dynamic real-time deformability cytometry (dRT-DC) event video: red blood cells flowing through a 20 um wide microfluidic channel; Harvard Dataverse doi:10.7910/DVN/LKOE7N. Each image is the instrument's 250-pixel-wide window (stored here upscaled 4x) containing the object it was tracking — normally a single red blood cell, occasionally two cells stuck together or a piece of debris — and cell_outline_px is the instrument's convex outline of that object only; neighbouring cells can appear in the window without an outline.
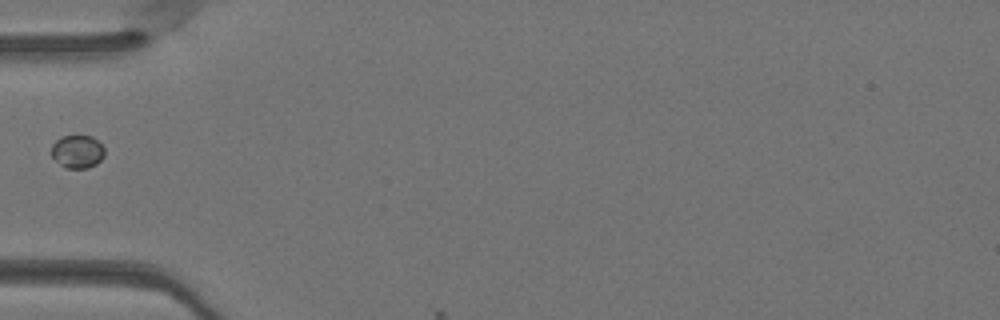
{"species": "Egyptian fruit bat (a non-hibernating species)", "species_latin": "Rousettus aegyptiacus", "temperature_condition": "warm", "stored_images_in_passage": 2, "camera_frame_rate_fps": 3000, "um_per_image_px": 0.085, "animal": {"sex": "female"}, "frame": {"image": 1, "passage_image": 1, "time_ms": 0.0, "image_size_px": [1000, 320], "cell_outline_px": [[104, 156], [96, 164], [88, 168], [64, 168], [52, 156], [52, 144], [60, 136], [92, 136], [104, 148]], "centroid_in_image_um": [6.57, 12.89], "position_along_channel_um": 78.4, "area_um2": 10.17}}